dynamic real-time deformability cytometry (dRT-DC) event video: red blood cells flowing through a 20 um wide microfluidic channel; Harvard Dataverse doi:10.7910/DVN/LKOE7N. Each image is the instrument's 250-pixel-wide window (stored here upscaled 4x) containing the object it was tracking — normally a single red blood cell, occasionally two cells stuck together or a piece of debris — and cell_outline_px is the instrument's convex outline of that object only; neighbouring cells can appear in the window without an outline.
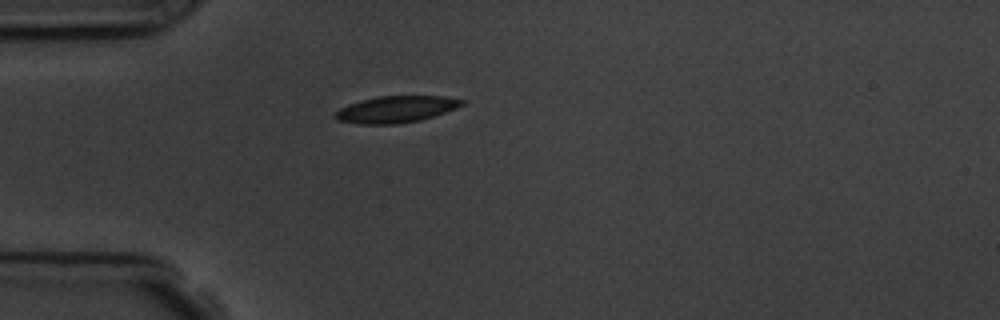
{"species": "common noctule bat (a hibernating species)", "species_latin": "Nyctalus noctula", "temperature_condition": "room temperature", "stored_images_in_passage": 1, "camera_frame_rate_fps": 3000, "um_per_image_px": 0.085, "animal": {"sex": "male", "body_mass_g": 19.5, "forearm_length_mm": 54.6}, "frame": {"image": 1, "passage_image": 1, "time_ms": 0.0, "image_size_px": [1000, 320], "cell_outline_px": [[464, 104], [456, 108], [420, 120], [396, 124], [360, 124], [336, 120], [332, 116], [340, 108], [348, 104], [360, 100], [376, 96], [444, 96], [464, 100]], "centroid_in_image_um": [33.61, 9.29], "position_along_channel_um": 51.4, "area_um2": 19.65}}